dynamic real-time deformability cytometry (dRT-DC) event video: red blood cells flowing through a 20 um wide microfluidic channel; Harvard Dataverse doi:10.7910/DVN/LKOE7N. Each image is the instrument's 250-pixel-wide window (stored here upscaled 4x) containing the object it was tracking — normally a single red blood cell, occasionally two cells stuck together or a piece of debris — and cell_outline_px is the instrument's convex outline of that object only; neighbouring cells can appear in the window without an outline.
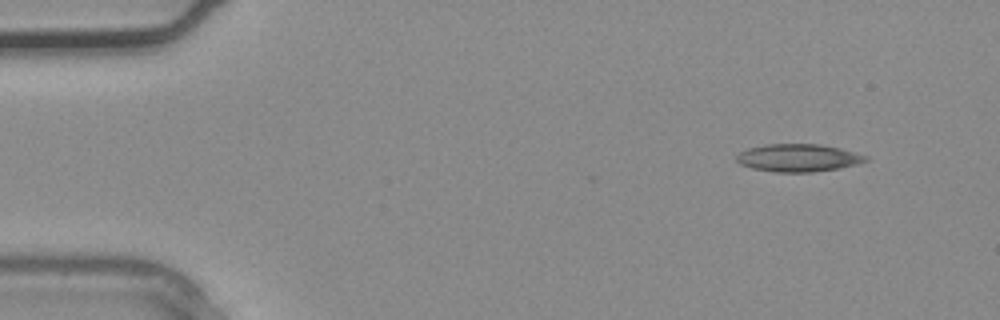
{"species": "common noctule bat (a hibernating species)", "species_latin": "Nyctalus noctula", "temperature_condition": "warm", "stored_images_in_passage": 3, "segment_of_instrument_passage": [1, 2], "camera_frame_rate_fps": 3000, "um_per_image_px": 0.085, "animal": {"sex": "male", "body_mass_g": 20.4}, "frame": {"image": 1, "passage_image": 1, "time_ms": 0.0, "image_size_px": [1000, 320], "cell_outline_px": [[868, 160], [856, 164], [840, 168], [812, 172], [776, 172], [752, 168], [740, 164], [736, 160], [736, 156], [740, 152], [748, 148], [764, 144], [820, 144], [840, 148], [868, 156]], "centroid_in_image_um": [67.84, 13.41], "position_along_channel_um": 17.2, "area_um2": 20.81}}
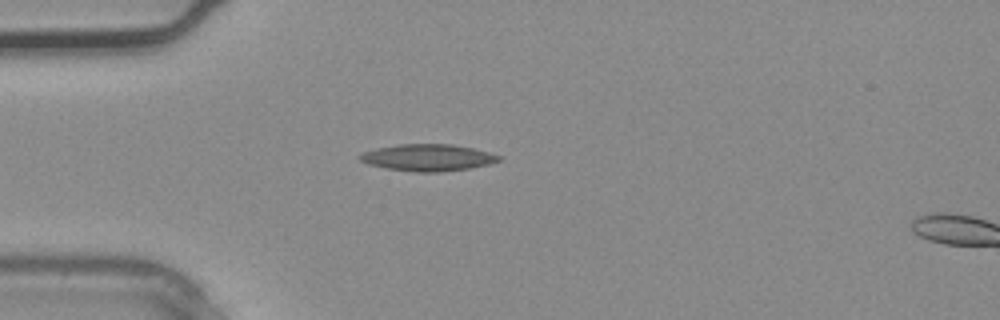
{"frame": {"image": 2, "passage_image": 2, "time_ms": 0.333, "image_size_px": [1000, 320], "cell_outline_px": [[500, 160], [488, 164], [468, 168], [440, 172], [416, 172], [388, 168], [368, 164], [360, 160], [356, 156], [360, 152], [376, 148], [400, 144], [452, 144], [472, 148], [488, 152], [500, 156]], "centroid_in_image_um": [36.3, 13.39], "position_along_channel_um": 48.7, "area_um2": 21.56}}